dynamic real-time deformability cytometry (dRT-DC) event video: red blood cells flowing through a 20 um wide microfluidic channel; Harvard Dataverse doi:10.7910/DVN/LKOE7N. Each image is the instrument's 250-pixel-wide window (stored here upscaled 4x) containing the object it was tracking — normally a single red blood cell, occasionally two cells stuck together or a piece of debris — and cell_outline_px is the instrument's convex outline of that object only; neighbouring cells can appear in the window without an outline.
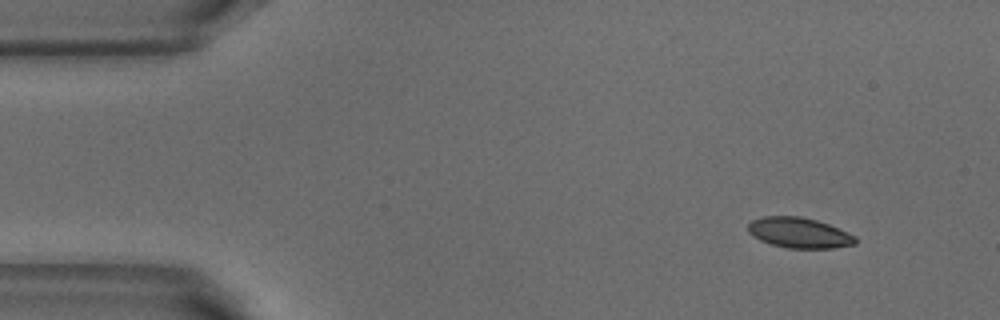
{"species": "common noctule bat (a hibernating species)", "species_latin": "Nyctalus noctula", "temperature_condition": "warm", "stored_images_in_passage": 4, "camera_frame_rate_fps": 3000, "um_per_image_px": 0.085, "animal": {"sex": "male", "body_mass_g": 18.8}, "frame": {"image": 1, "passage_image": 1, "time_ms": 0.0, "image_size_px": [1000, 320], "cell_outline_px": [[856, 244], [832, 248], [788, 248], [772, 244], [760, 240], [752, 236], [748, 232], [748, 224], [752, 220], [764, 216], [800, 216], [816, 220], [828, 224], [856, 236]], "centroid_in_image_um": [67.91, 19.78], "position_along_channel_um": 17.1, "area_um2": 18.96}}
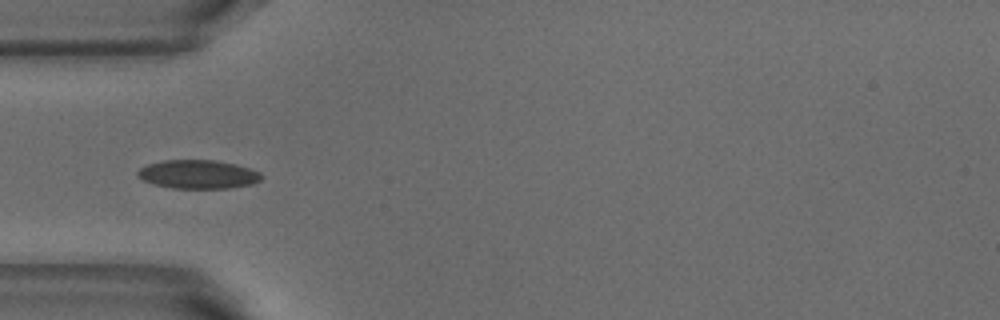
{"frame": {"image": 2, "passage_image": 4, "time_ms": 1.0, "image_size_px": [1000, 320], "cell_outline_px": [[264, 176], [260, 180], [252, 184], [228, 188], [172, 188], [152, 184], [136, 176], [136, 172], [140, 168], [148, 164], [164, 160], [216, 160], [236, 164], [260, 172]], "centroid_in_image_um": [16.83, 14.81], "position_along_channel_um": 68.2, "area_um2": 20.75}}